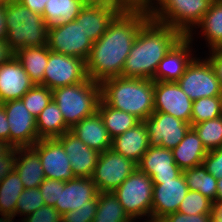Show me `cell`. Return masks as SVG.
I'll list each match as a JSON object with an SVG mask.
<instances>
[{
	"instance_id": "obj_40",
	"label": "cell",
	"mask_w": 222,
	"mask_h": 222,
	"mask_svg": "<svg viewBox=\"0 0 222 222\" xmlns=\"http://www.w3.org/2000/svg\"><path fill=\"white\" fill-rule=\"evenodd\" d=\"M17 151L18 148H12L0 140V179L5 178L15 169Z\"/></svg>"
},
{
	"instance_id": "obj_49",
	"label": "cell",
	"mask_w": 222,
	"mask_h": 222,
	"mask_svg": "<svg viewBox=\"0 0 222 222\" xmlns=\"http://www.w3.org/2000/svg\"><path fill=\"white\" fill-rule=\"evenodd\" d=\"M47 1L48 0H18L23 6L41 15H43Z\"/></svg>"
},
{
	"instance_id": "obj_29",
	"label": "cell",
	"mask_w": 222,
	"mask_h": 222,
	"mask_svg": "<svg viewBox=\"0 0 222 222\" xmlns=\"http://www.w3.org/2000/svg\"><path fill=\"white\" fill-rule=\"evenodd\" d=\"M84 6L82 0H48L42 17L48 27L66 24L74 21Z\"/></svg>"
},
{
	"instance_id": "obj_1",
	"label": "cell",
	"mask_w": 222,
	"mask_h": 222,
	"mask_svg": "<svg viewBox=\"0 0 222 222\" xmlns=\"http://www.w3.org/2000/svg\"><path fill=\"white\" fill-rule=\"evenodd\" d=\"M150 19L144 10H122L107 31L94 42L86 61L88 78L97 83L122 76V70L140 28Z\"/></svg>"
},
{
	"instance_id": "obj_45",
	"label": "cell",
	"mask_w": 222,
	"mask_h": 222,
	"mask_svg": "<svg viewBox=\"0 0 222 222\" xmlns=\"http://www.w3.org/2000/svg\"><path fill=\"white\" fill-rule=\"evenodd\" d=\"M212 214L186 215L181 212H173L164 216L158 222H209Z\"/></svg>"
},
{
	"instance_id": "obj_27",
	"label": "cell",
	"mask_w": 222,
	"mask_h": 222,
	"mask_svg": "<svg viewBox=\"0 0 222 222\" xmlns=\"http://www.w3.org/2000/svg\"><path fill=\"white\" fill-rule=\"evenodd\" d=\"M15 170L25 189L37 188L45 179L39 154L32 147H18Z\"/></svg>"
},
{
	"instance_id": "obj_22",
	"label": "cell",
	"mask_w": 222,
	"mask_h": 222,
	"mask_svg": "<svg viewBox=\"0 0 222 222\" xmlns=\"http://www.w3.org/2000/svg\"><path fill=\"white\" fill-rule=\"evenodd\" d=\"M138 168L153 181L173 180L183 172L175 163L171 149L160 146H150L142 156Z\"/></svg>"
},
{
	"instance_id": "obj_4",
	"label": "cell",
	"mask_w": 222,
	"mask_h": 222,
	"mask_svg": "<svg viewBox=\"0 0 222 222\" xmlns=\"http://www.w3.org/2000/svg\"><path fill=\"white\" fill-rule=\"evenodd\" d=\"M4 17L5 40L15 53L22 48L47 45L48 26L41 14L12 0L4 4Z\"/></svg>"
},
{
	"instance_id": "obj_57",
	"label": "cell",
	"mask_w": 222,
	"mask_h": 222,
	"mask_svg": "<svg viewBox=\"0 0 222 222\" xmlns=\"http://www.w3.org/2000/svg\"><path fill=\"white\" fill-rule=\"evenodd\" d=\"M209 222H219L217 219H215L213 216L210 218Z\"/></svg>"
},
{
	"instance_id": "obj_17",
	"label": "cell",
	"mask_w": 222,
	"mask_h": 222,
	"mask_svg": "<svg viewBox=\"0 0 222 222\" xmlns=\"http://www.w3.org/2000/svg\"><path fill=\"white\" fill-rule=\"evenodd\" d=\"M97 194L92 178L75 177L60 184L59 203L54 207L64 214L82 206H97Z\"/></svg>"
},
{
	"instance_id": "obj_16",
	"label": "cell",
	"mask_w": 222,
	"mask_h": 222,
	"mask_svg": "<svg viewBox=\"0 0 222 222\" xmlns=\"http://www.w3.org/2000/svg\"><path fill=\"white\" fill-rule=\"evenodd\" d=\"M32 148L39 154L45 178L63 182L75 178L70 159L56 138L39 139Z\"/></svg>"
},
{
	"instance_id": "obj_36",
	"label": "cell",
	"mask_w": 222,
	"mask_h": 222,
	"mask_svg": "<svg viewBox=\"0 0 222 222\" xmlns=\"http://www.w3.org/2000/svg\"><path fill=\"white\" fill-rule=\"evenodd\" d=\"M207 151L222 147V115L192 126Z\"/></svg>"
},
{
	"instance_id": "obj_13",
	"label": "cell",
	"mask_w": 222,
	"mask_h": 222,
	"mask_svg": "<svg viewBox=\"0 0 222 222\" xmlns=\"http://www.w3.org/2000/svg\"><path fill=\"white\" fill-rule=\"evenodd\" d=\"M143 122L147 128L150 146L167 149L175 148L191 127L190 123L162 112H153Z\"/></svg>"
},
{
	"instance_id": "obj_7",
	"label": "cell",
	"mask_w": 222,
	"mask_h": 222,
	"mask_svg": "<svg viewBox=\"0 0 222 222\" xmlns=\"http://www.w3.org/2000/svg\"><path fill=\"white\" fill-rule=\"evenodd\" d=\"M153 186L151 177L137 168L113 192L134 222L144 217L142 222H151Z\"/></svg>"
},
{
	"instance_id": "obj_31",
	"label": "cell",
	"mask_w": 222,
	"mask_h": 222,
	"mask_svg": "<svg viewBox=\"0 0 222 222\" xmlns=\"http://www.w3.org/2000/svg\"><path fill=\"white\" fill-rule=\"evenodd\" d=\"M36 125L39 139L57 138L70 130L53 99L36 118Z\"/></svg>"
},
{
	"instance_id": "obj_33",
	"label": "cell",
	"mask_w": 222,
	"mask_h": 222,
	"mask_svg": "<svg viewBox=\"0 0 222 222\" xmlns=\"http://www.w3.org/2000/svg\"><path fill=\"white\" fill-rule=\"evenodd\" d=\"M24 189L20 176L15 169L5 178L0 179V215L15 217L17 200Z\"/></svg>"
},
{
	"instance_id": "obj_19",
	"label": "cell",
	"mask_w": 222,
	"mask_h": 222,
	"mask_svg": "<svg viewBox=\"0 0 222 222\" xmlns=\"http://www.w3.org/2000/svg\"><path fill=\"white\" fill-rule=\"evenodd\" d=\"M70 159L71 170L75 177L91 178L100 153L88 147L70 130L56 138Z\"/></svg>"
},
{
	"instance_id": "obj_6",
	"label": "cell",
	"mask_w": 222,
	"mask_h": 222,
	"mask_svg": "<svg viewBox=\"0 0 222 222\" xmlns=\"http://www.w3.org/2000/svg\"><path fill=\"white\" fill-rule=\"evenodd\" d=\"M211 3V0H150L146 12L150 18L188 36L201 22Z\"/></svg>"
},
{
	"instance_id": "obj_41",
	"label": "cell",
	"mask_w": 222,
	"mask_h": 222,
	"mask_svg": "<svg viewBox=\"0 0 222 222\" xmlns=\"http://www.w3.org/2000/svg\"><path fill=\"white\" fill-rule=\"evenodd\" d=\"M62 214L54 206L44 205L20 219V222H62Z\"/></svg>"
},
{
	"instance_id": "obj_23",
	"label": "cell",
	"mask_w": 222,
	"mask_h": 222,
	"mask_svg": "<svg viewBox=\"0 0 222 222\" xmlns=\"http://www.w3.org/2000/svg\"><path fill=\"white\" fill-rule=\"evenodd\" d=\"M150 147L147 128L143 121L112 139L111 148L137 165Z\"/></svg>"
},
{
	"instance_id": "obj_47",
	"label": "cell",
	"mask_w": 222,
	"mask_h": 222,
	"mask_svg": "<svg viewBox=\"0 0 222 222\" xmlns=\"http://www.w3.org/2000/svg\"><path fill=\"white\" fill-rule=\"evenodd\" d=\"M122 10L146 11L150 0H112Z\"/></svg>"
},
{
	"instance_id": "obj_35",
	"label": "cell",
	"mask_w": 222,
	"mask_h": 222,
	"mask_svg": "<svg viewBox=\"0 0 222 222\" xmlns=\"http://www.w3.org/2000/svg\"><path fill=\"white\" fill-rule=\"evenodd\" d=\"M222 115V96L203 97L192 102L191 127Z\"/></svg>"
},
{
	"instance_id": "obj_11",
	"label": "cell",
	"mask_w": 222,
	"mask_h": 222,
	"mask_svg": "<svg viewBox=\"0 0 222 222\" xmlns=\"http://www.w3.org/2000/svg\"><path fill=\"white\" fill-rule=\"evenodd\" d=\"M88 78L86 61L49 50L43 81L39 84L50 90L81 83Z\"/></svg>"
},
{
	"instance_id": "obj_5",
	"label": "cell",
	"mask_w": 222,
	"mask_h": 222,
	"mask_svg": "<svg viewBox=\"0 0 222 222\" xmlns=\"http://www.w3.org/2000/svg\"><path fill=\"white\" fill-rule=\"evenodd\" d=\"M52 99L71 129L78 122L97 112L101 100L100 83L87 78L81 83L52 90Z\"/></svg>"
},
{
	"instance_id": "obj_52",
	"label": "cell",
	"mask_w": 222,
	"mask_h": 222,
	"mask_svg": "<svg viewBox=\"0 0 222 222\" xmlns=\"http://www.w3.org/2000/svg\"><path fill=\"white\" fill-rule=\"evenodd\" d=\"M212 216L222 222V202L213 203Z\"/></svg>"
},
{
	"instance_id": "obj_20",
	"label": "cell",
	"mask_w": 222,
	"mask_h": 222,
	"mask_svg": "<svg viewBox=\"0 0 222 222\" xmlns=\"http://www.w3.org/2000/svg\"><path fill=\"white\" fill-rule=\"evenodd\" d=\"M34 85L16 57L0 65V103L20 100Z\"/></svg>"
},
{
	"instance_id": "obj_28",
	"label": "cell",
	"mask_w": 222,
	"mask_h": 222,
	"mask_svg": "<svg viewBox=\"0 0 222 222\" xmlns=\"http://www.w3.org/2000/svg\"><path fill=\"white\" fill-rule=\"evenodd\" d=\"M48 56L49 48L47 45L22 48L15 53V57L35 84H40L43 81Z\"/></svg>"
},
{
	"instance_id": "obj_43",
	"label": "cell",
	"mask_w": 222,
	"mask_h": 222,
	"mask_svg": "<svg viewBox=\"0 0 222 222\" xmlns=\"http://www.w3.org/2000/svg\"><path fill=\"white\" fill-rule=\"evenodd\" d=\"M202 164L215 178H222V147L208 151Z\"/></svg>"
},
{
	"instance_id": "obj_21",
	"label": "cell",
	"mask_w": 222,
	"mask_h": 222,
	"mask_svg": "<svg viewBox=\"0 0 222 222\" xmlns=\"http://www.w3.org/2000/svg\"><path fill=\"white\" fill-rule=\"evenodd\" d=\"M121 11L116 4H85L75 20L81 22L85 35L96 42Z\"/></svg>"
},
{
	"instance_id": "obj_10",
	"label": "cell",
	"mask_w": 222,
	"mask_h": 222,
	"mask_svg": "<svg viewBox=\"0 0 222 222\" xmlns=\"http://www.w3.org/2000/svg\"><path fill=\"white\" fill-rule=\"evenodd\" d=\"M137 168L135 162L110 148L100 153L91 178L98 192H114Z\"/></svg>"
},
{
	"instance_id": "obj_34",
	"label": "cell",
	"mask_w": 222,
	"mask_h": 222,
	"mask_svg": "<svg viewBox=\"0 0 222 222\" xmlns=\"http://www.w3.org/2000/svg\"><path fill=\"white\" fill-rule=\"evenodd\" d=\"M186 184L191 191H198L213 202L217 199V178L208 173L203 164L183 171Z\"/></svg>"
},
{
	"instance_id": "obj_3",
	"label": "cell",
	"mask_w": 222,
	"mask_h": 222,
	"mask_svg": "<svg viewBox=\"0 0 222 222\" xmlns=\"http://www.w3.org/2000/svg\"><path fill=\"white\" fill-rule=\"evenodd\" d=\"M101 99L110 107L144 121L154 112V81L113 77L100 83Z\"/></svg>"
},
{
	"instance_id": "obj_25",
	"label": "cell",
	"mask_w": 222,
	"mask_h": 222,
	"mask_svg": "<svg viewBox=\"0 0 222 222\" xmlns=\"http://www.w3.org/2000/svg\"><path fill=\"white\" fill-rule=\"evenodd\" d=\"M196 31L199 32L196 33ZM195 34L200 35L199 37L205 40L208 51L222 48V3L220 1H212L201 22L188 37L195 40Z\"/></svg>"
},
{
	"instance_id": "obj_50",
	"label": "cell",
	"mask_w": 222,
	"mask_h": 222,
	"mask_svg": "<svg viewBox=\"0 0 222 222\" xmlns=\"http://www.w3.org/2000/svg\"><path fill=\"white\" fill-rule=\"evenodd\" d=\"M15 57V52L5 39L0 40V65Z\"/></svg>"
},
{
	"instance_id": "obj_9",
	"label": "cell",
	"mask_w": 222,
	"mask_h": 222,
	"mask_svg": "<svg viewBox=\"0 0 222 222\" xmlns=\"http://www.w3.org/2000/svg\"><path fill=\"white\" fill-rule=\"evenodd\" d=\"M94 42L76 20L48 27L47 47L50 51L87 61Z\"/></svg>"
},
{
	"instance_id": "obj_37",
	"label": "cell",
	"mask_w": 222,
	"mask_h": 222,
	"mask_svg": "<svg viewBox=\"0 0 222 222\" xmlns=\"http://www.w3.org/2000/svg\"><path fill=\"white\" fill-rule=\"evenodd\" d=\"M21 100L30 114L37 118L52 100V90L46 86L35 84L23 95Z\"/></svg>"
},
{
	"instance_id": "obj_44",
	"label": "cell",
	"mask_w": 222,
	"mask_h": 222,
	"mask_svg": "<svg viewBox=\"0 0 222 222\" xmlns=\"http://www.w3.org/2000/svg\"><path fill=\"white\" fill-rule=\"evenodd\" d=\"M97 206H82L62 214V222H92Z\"/></svg>"
},
{
	"instance_id": "obj_38",
	"label": "cell",
	"mask_w": 222,
	"mask_h": 222,
	"mask_svg": "<svg viewBox=\"0 0 222 222\" xmlns=\"http://www.w3.org/2000/svg\"><path fill=\"white\" fill-rule=\"evenodd\" d=\"M213 203L198 191L189 190L182 200L178 212L186 215L212 214Z\"/></svg>"
},
{
	"instance_id": "obj_53",
	"label": "cell",
	"mask_w": 222,
	"mask_h": 222,
	"mask_svg": "<svg viewBox=\"0 0 222 222\" xmlns=\"http://www.w3.org/2000/svg\"><path fill=\"white\" fill-rule=\"evenodd\" d=\"M85 4H115L112 0H82Z\"/></svg>"
},
{
	"instance_id": "obj_26",
	"label": "cell",
	"mask_w": 222,
	"mask_h": 222,
	"mask_svg": "<svg viewBox=\"0 0 222 222\" xmlns=\"http://www.w3.org/2000/svg\"><path fill=\"white\" fill-rule=\"evenodd\" d=\"M171 151L175 163L182 171L201 165L208 153L193 127L189 128L183 140Z\"/></svg>"
},
{
	"instance_id": "obj_2",
	"label": "cell",
	"mask_w": 222,
	"mask_h": 222,
	"mask_svg": "<svg viewBox=\"0 0 222 222\" xmlns=\"http://www.w3.org/2000/svg\"><path fill=\"white\" fill-rule=\"evenodd\" d=\"M182 37L178 30L150 18L133 42L122 77L152 80L160 61Z\"/></svg>"
},
{
	"instance_id": "obj_42",
	"label": "cell",
	"mask_w": 222,
	"mask_h": 222,
	"mask_svg": "<svg viewBox=\"0 0 222 222\" xmlns=\"http://www.w3.org/2000/svg\"><path fill=\"white\" fill-rule=\"evenodd\" d=\"M62 182L56 179L45 178L39 185L45 205L54 206L56 203H59L60 184Z\"/></svg>"
},
{
	"instance_id": "obj_18",
	"label": "cell",
	"mask_w": 222,
	"mask_h": 222,
	"mask_svg": "<svg viewBox=\"0 0 222 222\" xmlns=\"http://www.w3.org/2000/svg\"><path fill=\"white\" fill-rule=\"evenodd\" d=\"M193 43L194 40L188 36H183L160 61L152 80L176 82L184 74L192 59L198 55L195 54L196 48H193Z\"/></svg>"
},
{
	"instance_id": "obj_55",
	"label": "cell",
	"mask_w": 222,
	"mask_h": 222,
	"mask_svg": "<svg viewBox=\"0 0 222 222\" xmlns=\"http://www.w3.org/2000/svg\"><path fill=\"white\" fill-rule=\"evenodd\" d=\"M0 222H16L14 221L15 220V217L14 216H10V215H0ZM17 222H20L17 221Z\"/></svg>"
},
{
	"instance_id": "obj_30",
	"label": "cell",
	"mask_w": 222,
	"mask_h": 222,
	"mask_svg": "<svg viewBox=\"0 0 222 222\" xmlns=\"http://www.w3.org/2000/svg\"><path fill=\"white\" fill-rule=\"evenodd\" d=\"M97 112L112 139L133 128L140 122L134 115L110 107L102 99L99 102Z\"/></svg>"
},
{
	"instance_id": "obj_32",
	"label": "cell",
	"mask_w": 222,
	"mask_h": 222,
	"mask_svg": "<svg viewBox=\"0 0 222 222\" xmlns=\"http://www.w3.org/2000/svg\"><path fill=\"white\" fill-rule=\"evenodd\" d=\"M92 222H134L113 192H98L97 208Z\"/></svg>"
},
{
	"instance_id": "obj_51",
	"label": "cell",
	"mask_w": 222,
	"mask_h": 222,
	"mask_svg": "<svg viewBox=\"0 0 222 222\" xmlns=\"http://www.w3.org/2000/svg\"><path fill=\"white\" fill-rule=\"evenodd\" d=\"M6 37V25L4 17V4H0V40Z\"/></svg>"
},
{
	"instance_id": "obj_15",
	"label": "cell",
	"mask_w": 222,
	"mask_h": 222,
	"mask_svg": "<svg viewBox=\"0 0 222 222\" xmlns=\"http://www.w3.org/2000/svg\"><path fill=\"white\" fill-rule=\"evenodd\" d=\"M153 184L151 222H158L164 216L178 212L189 188L183 172L173 180L153 181Z\"/></svg>"
},
{
	"instance_id": "obj_39",
	"label": "cell",
	"mask_w": 222,
	"mask_h": 222,
	"mask_svg": "<svg viewBox=\"0 0 222 222\" xmlns=\"http://www.w3.org/2000/svg\"><path fill=\"white\" fill-rule=\"evenodd\" d=\"M44 200L40 192L39 187L27 188L20 194L19 199L15 207V217L18 215L23 219V216H27L35 212L38 208L44 206Z\"/></svg>"
},
{
	"instance_id": "obj_8",
	"label": "cell",
	"mask_w": 222,
	"mask_h": 222,
	"mask_svg": "<svg viewBox=\"0 0 222 222\" xmlns=\"http://www.w3.org/2000/svg\"><path fill=\"white\" fill-rule=\"evenodd\" d=\"M176 82L192 102L203 97L222 96L220 81L203 55H196Z\"/></svg>"
},
{
	"instance_id": "obj_56",
	"label": "cell",
	"mask_w": 222,
	"mask_h": 222,
	"mask_svg": "<svg viewBox=\"0 0 222 222\" xmlns=\"http://www.w3.org/2000/svg\"><path fill=\"white\" fill-rule=\"evenodd\" d=\"M9 1H12V0H0V4H7Z\"/></svg>"
},
{
	"instance_id": "obj_12",
	"label": "cell",
	"mask_w": 222,
	"mask_h": 222,
	"mask_svg": "<svg viewBox=\"0 0 222 222\" xmlns=\"http://www.w3.org/2000/svg\"><path fill=\"white\" fill-rule=\"evenodd\" d=\"M2 104L9 125V145L12 148L32 147L39 140L36 118L26 109L21 99Z\"/></svg>"
},
{
	"instance_id": "obj_14",
	"label": "cell",
	"mask_w": 222,
	"mask_h": 222,
	"mask_svg": "<svg viewBox=\"0 0 222 222\" xmlns=\"http://www.w3.org/2000/svg\"><path fill=\"white\" fill-rule=\"evenodd\" d=\"M154 112H162L191 125L192 101L177 82L154 81Z\"/></svg>"
},
{
	"instance_id": "obj_48",
	"label": "cell",
	"mask_w": 222,
	"mask_h": 222,
	"mask_svg": "<svg viewBox=\"0 0 222 222\" xmlns=\"http://www.w3.org/2000/svg\"><path fill=\"white\" fill-rule=\"evenodd\" d=\"M0 140L9 144V125L2 103H0Z\"/></svg>"
},
{
	"instance_id": "obj_46",
	"label": "cell",
	"mask_w": 222,
	"mask_h": 222,
	"mask_svg": "<svg viewBox=\"0 0 222 222\" xmlns=\"http://www.w3.org/2000/svg\"><path fill=\"white\" fill-rule=\"evenodd\" d=\"M208 52L205 53V55H208H206V58L211 63L222 88V48L213 49Z\"/></svg>"
},
{
	"instance_id": "obj_54",
	"label": "cell",
	"mask_w": 222,
	"mask_h": 222,
	"mask_svg": "<svg viewBox=\"0 0 222 222\" xmlns=\"http://www.w3.org/2000/svg\"><path fill=\"white\" fill-rule=\"evenodd\" d=\"M217 191L216 202H222V178L217 179Z\"/></svg>"
},
{
	"instance_id": "obj_24",
	"label": "cell",
	"mask_w": 222,
	"mask_h": 222,
	"mask_svg": "<svg viewBox=\"0 0 222 222\" xmlns=\"http://www.w3.org/2000/svg\"><path fill=\"white\" fill-rule=\"evenodd\" d=\"M70 131L88 147L99 153L112 146V138L98 112L78 122Z\"/></svg>"
}]
</instances>
